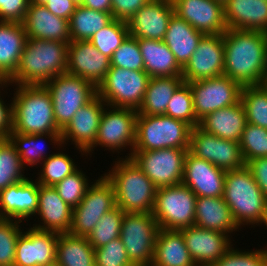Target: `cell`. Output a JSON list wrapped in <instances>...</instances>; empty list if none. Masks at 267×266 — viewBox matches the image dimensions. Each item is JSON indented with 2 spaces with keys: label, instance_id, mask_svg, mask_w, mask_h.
Here are the masks:
<instances>
[{
  "label": "cell",
  "instance_id": "60d3db41",
  "mask_svg": "<svg viewBox=\"0 0 267 266\" xmlns=\"http://www.w3.org/2000/svg\"><path fill=\"white\" fill-rule=\"evenodd\" d=\"M42 163L40 176L36 180L44 186H55L78 169L73 159L63 152L53 153L40 164Z\"/></svg>",
  "mask_w": 267,
  "mask_h": 266
},
{
  "label": "cell",
  "instance_id": "f35d334b",
  "mask_svg": "<svg viewBox=\"0 0 267 266\" xmlns=\"http://www.w3.org/2000/svg\"><path fill=\"white\" fill-rule=\"evenodd\" d=\"M24 168L14 145L8 138H0V191L26 180Z\"/></svg>",
  "mask_w": 267,
  "mask_h": 266
},
{
  "label": "cell",
  "instance_id": "5bb4252c",
  "mask_svg": "<svg viewBox=\"0 0 267 266\" xmlns=\"http://www.w3.org/2000/svg\"><path fill=\"white\" fill-rule=\"evenodd\" d=\"M187 83L191 88L198 121L207 114L233 106L240 101L242 86L226 75Z\"/></svg>",
  "mask_w": 267,
  "mask_h": 266
},
{
  "label": "cell",
  "instance_id": "6125c7cd",
  "mask_svg": "<svg viewBox=\"0 0 267 266\" xmlns=\"http://www.w3.org/2000/svg\"><path fill=\"white\" fill-rule=\"evenodd\" d=\"M214 1L220 2L221 4L224 5L228 0H214Z\"/></svg>",
  "mask_w": 267,
  "mask_h": 266
},
{
  "label": "cell",
  "instance_id": "816d5d0a",
  "mask_svg": "<svg viewBox=\"0 0 267 266\" xmlns=\"http://www.w3.org/2000/svg\"><path fill=\"white\" fill-rule=\"evenodd\" d=\"M150 0H112L111 14L113 19L127 22Z\"/></svg>",
  "mask_w": 267,
  "mask_h": 266
},
{
  "label": "cell",
  "instance_id": "8d00e7d4",
  "mask_svg": "<svg viewBox=\"0 0 267 266\" xmlns=\"http://www.w3.org/2000/svg\"><path fill=\"white\" fill-rule=\"evenodd\" d=\"M113 20L111 12H100L78 5L69 19L71 41H89Z\"/></svg>",
  "mask_w": 267,
  "mask_h": 266
},
{
  "label": "cell",
  "instance_id": "11a10c76",
  "mask_svg": "<svg viewBox=\"0 0 267 266\" xmlns=\"http://www.w3.org/2000/svg\"><path fill=\"white\" fill-rule=\"evenodd\" d=\"M12 128V102L9 105H6L0 96V138H7L9 133L12 131Z\"/></svg>",
  "mask_w": 267,
  "mask_h": 266
},
{
  "label": "cell",
  "instance_id": "44dd1931",
  "mask_svg": "<svg viewBox=\"0 0 267 266\" xmlns=\"http://www.w3.org/2000/svg\"><path fill=\"white\" fill-rule=\"evenodd\" d=\"M59 233L31 227L16 242L14 266H45L56 261Z\"/></svg>",
  "mask_w": 267,
  "mask_h": 266
},
{
  "label": "cell",
  "instance_id": "ffe728a7",
  "mask_svg": "<svg viewBox=\"0 0 267 266\" xmlns=\"http://www.w3.org/2000/svg\"><path fill=\"white\" fill-rule=\"evenodd\" d=\"M179 231L197 266H208L219 261L233 246L229 235L223 232L203 229L195 225Z\"/></svg>",
  "mask_w": 267,
  "mask_h": 266
},
{
  "label": "cell",
  "instance_id": "30bf717a",
  "mask_svg": "<svg viewBox=\"0 0 267 266\" xmlns=\"http://www.w3.org/2000/svg\"><path fill=\"white\" fill-rule=\"evenodd\" d=\"M159 230L152 213H125L120 238L134 266H151Z\"/></svg>",
  "mask_w": 267,
  "mask_h": 266
},
{
  "label": "cell",
  "instance_id": "d6a6232c",
  "mask_svg": "<svg viewBox=\"0 0 267 266\" xmlns=\"http://www.w3.org/2000/svg\"><path fill=\"white\" fill-rule=\"evenodd\" d=\"M151 266H197L178 230L160 229Z\"/></svg>",
  "mask_w": 267,
  "mask_h": 266
},
{
  "label": "cell",
  "instance_id": "db71d44e",
  "mask_svg": "<svg viewBox=\"0 0 267 266\" xmlns=\"http://www.w3.org/2000/svg\"><path fill=\"white\" fill-rule=\"evenodd\" d=\"M44 6L53 15L69 20L78 4L73 0H49Z\"/></svg>",
  "mask_w": 267,
  "mask_h": 266
},
{
  "label": "cell",
  "instance_id": "4fadbf2b",
  "mask_svg": "<svg viewBox=\"0 0 267 266\" xmlns=\"http://www.w3.org/2000/svg\"><path fill=\"white\" fill-rule=\"evenodd\" d=\"M189 149L163 148L133 151L131 158L157 188L182 183L186 154Z\"/></svg>",
  "mask_w": 267,
  "mask_h": 266
},
{
  "label": "cell",
  "instance_id": "be15d7a7",
  "mask_svg": "<svg viewBox=\"0 0 267 266\" xmlns=\"http://www.w3.org/2000/svg\"><path fill=\"white\" fill-rule=\"evenodd\" d=\"M76 4L81 5L83 0H73Z\"/></svg>",
  "mask_w": 267,
  "mask_h": 266
},
{
  "label": "cell",
  "instance_id": "9c48e42d",
  "mask_svg": "<svg viewBox=\"0 0 267 266\" xmlns=\"http://www.w3.org/2000/svg\"><path fill=\"white\" fill-rule=\"evenodd\" d=\"M44 86L50 93L54 119L61 130L82 106L97 95V88L92 83L68 73L52 78Z\"/></svg>",
  "mask_w": 267,
  "mask_h": 266
},
{
  "label": "cell",
  "instance_id": "4dcf8cb0",
  "mask_svg": "<svg viewBox=\"0 0 267 266\" xmlns=\"http://www.w3.org/2000/svg\"><path fill=\"white\" fill-rule=\"evenodd\" d=\"M144 71L150 77L182 76V67L163 40L138 38Z\"/></svg>",
  "mask_w": 267,
  "mask_h": 266
},
{
  "label": "cell",
  "instance_id": "b9f144b4",
  "mask_svg": "<svg viewBox=\"0 0 267 266\" xmlns=\"http://www.w3.org/2000/svg\"><path fill=\"white\" fill-rule=\"evenodd\" d=\"M124 215L125 212L116 206L101 217L97 225L87 236L88 241L94 249L120 237Z\"/></svg>",
  "mask_w": 267,
  "mask_h": 266
},
{
  "label": "cell",
  "instance_id": "d6986e66",
  "mask_svg": "<svg viewBox=\"0 0 267 266\" xmlns=\"http://www.w3.org/2000/svg\"><path fill=\"white\" fill-rule=\"evenodd\" d=\"M106 106L107 104L98 95L82 106L61 131L62 143L66 144L71 140L84 155L96 141L101 116Z\"/></svg>",
  "mask_w": 267,
  "mask_h": 266
},
{
  "label": "cell",
  "instance_id": "6da1fadb",
  "mask_svg": "<svg viewBox=\"0 0 267 266\" xmlns=\"http://www.w3.org/2000/svg\"><path fill=\"white\" fill-rule=\"evenodd\" d=\"M223 75L242 87L262 85L267 75V37L256 30L227 29L223 34Z\"/></svg>",
  "mask_w": 267,
  "mask_h": 266
},
{
  "label": "cell",
  "instance_id": "83f0119b",
  "mask_svg": "<svg viewBox=\"0 0 267 266\" xmlns=\"http://www.w3.org/2000/svg\"><path fill=\"white\" fill-rule=\"evenodd\" d=\"M247 124L244 106L237 104L218 109L199 121V127L217 137L239 142Z\"/></svg>",
  "mask_w": 267,
  "mask_h": 266
},
{
  "label": "cell",
  "instance_id": "ac0fdd59",
  "mask_svg": "<svg viewBox=\"0 0 267 266\" xmlns=\"http://www.w3.org/2000/svg\"><path fill=\"white\" fill-rule=\"evenodd\" d=\"M174 14L204 35L224 34L228 29L223 4L214 0H172Z\"/></svg>",
  "mask_w": 267,
  "mask_h": 266
},
{
  "label": "cell",
  "instance_id": "f6af8a7d",
  "mask_svg": "<svg viewBox=\"0 0 267 266\" xmlns=\"http://www.w3.org/2000/svg\"><path fill=\"white\" fill-rule=\"evenodd\" d=\"M87 176L79 168L71 175L66 176L62 181L53 186L59 196L71 208H75L85 196L89 187Z\"/></svg>",
  "mask_w": 267,
  "mask_h": 266
},
{
  "label": "cell",
  "instance_id": "c3c4849f",
  "mask_svg": "<svg viewBox=\"0 0 267 266\" xmlns=\"http://www.w3.org/2000/svg\"><path fill=\"white\" fill-rule=\"evenodd\" d=\"M208 266H267V249L239 251L231 247L219 261Z\"/></svg>",
  "mask_w": 267,
  "mask_h": 266
},
{
  "label": "cell",
  "instance_id": "681fc988",
  "mask_svg": "<svg viewBox=\"0 0 267 266\" xmlns=\"http://www.w3.org/2000/svg\"><path fill=\"white\" fill-rule=\"evenodd\" d=\"M95 262L96 266H134L120 237L95 249Z\"/></svg>",
  "mask_w": 267,
  "mask_h": 266
},
{
  "label": "cell",
  "instance_id": "484cf974",
  "mask_svg": "<svg viewBox=\"0 0 267 266\" xmlns=\"http://www.w3.org/2000/svg\"><path fill=\"white\" fill-rule=\"evenodd\" d=\"M22 24L27 38L71 42L69 20L53 15L44 5L29 3Z\"/></svg>",
  "mask_w": 267,
  "mask_h": 266
},
{
  "label": "cell",
  "instance_id": "7bdbcfd3",
  "mask_svg": "<svg viewBox=\"0 0 267 266\" xmlns=\"http://www.w3.org/2000/svg\"><path fill=\"white\" fill-rule=\"evenodd\" d=\"M165 115L184 121L192 128L199 125L194 112L191 88L187 82H183L176 89L167 105Z\"/></svg>",
  "mask_w": 267,
  "mask_h": 266
},
{
  "label": "cell",
  "instance_id": "d4e9b609",
  "mask_svg": "<svg viewBox=\"0 0 267 266\" xmlns=\"http://www.w3.org/2000/svg\"><path fill=\"white\" fill-rule=\"evenodd\" d=\"M36 214L39 215L42 225L33 224V228L56 233H69L73 208L63 201L53 186L39 184Z\"/></svg>",
  "mask_w": 267,
  "mask_h": 266
},
{
  "label": "cell",
  "instance_id": "94428289",
  "mask_svg": "<svg viewBox=\"0 0 267 266\" xmlns=\"http://www.w3.org/2000/svg\"><path fill=\"white\" fill-rule=\"evenodd\" d=\"M45 266H61L57 261L51 263V264H47Z\"/></svg>",
  "mask_w": 267,
  "mask_h": 266
},
{
  "label": "cell",
  "instance_id": "2e32d148",
  "mask_svg": "<svg viewBox=\"0 0 267 266\" xmlns=\"http://www.w3.org/2000/svg\"><path fill=\"white\" fill-rule=\"evenodd\" d=\"M224 60L223 34L204 35L182 68V78L193 82L223 75Z\"/></svg>",
  "mask_w": 267,
  "mask_h": 266
},
{
  "label": "cell",
  "instance_id": "f5cc1de1",
  "mask_svg": "<svg viewBox=\"0 0 267 266\" xmlns=\"http://www.w3.org/2000/svg\"><path fill=\"white\" fill-rule=\"evenodd\" d=\"M245 166L251 172L263 195L267 198V157L255 158L246 162Z\"/></svg>",
  "mask_w": 267,
  "mask_h": 266
},
{
  "label": "cell",
  "instance_id": "8fae6325",
  "mask_svg": "<svg viewBox=\"0 0 267 266\" xmlns=\"http://www.w3.org/2000/svg\"><path fill=\"white\" fill-rule=\"evenodd\" d=\"M91 184L82 201L73 208L70 234L87 237L97 225L101 217L116 207V198L112 184L103 176H99Z\"/></svg>",
  "mask_w": 267,
  "mask_h": 266
},
{
  "label": "cell",
  "instance_id": "1f68e13d",
  "mask_svg": "<svg viewBox=\"0 0 267 266\" xmlns=\"http://www.w3.org/2000/svg\"><path fill=\"white\" fill-rule=\"evenodd\" d=\"M203 36V33L195 30L184 19L173 14L168 23L163 42L175 55L177 63L183 68L198 47Z\"/></svg>",
  "mask_w": 267,
  "mask_h": 266
},
{
  "label": "cell",
  "instance_id": "f1b7e54d",
  "mask_svg": "<svg viewBox=\"0 0 267 266\" xmlns=\"http://www.w3.org/2000/svg\"><path fill=\"white\" fill-rule=\"evenodd\" d=\"M195 208L194 225L197 227L223 232L227 235L239 229L222 196L197 197Z\"/></svg>",
  "mask_w": 267,
  "mask_h": 266
},
{
  "label": "cell",
  "instance_id": "e0dca14e",
  "mask_svg": "<svg viewBox=\"0 0 267 266\" xmlns=\"http://www.w3.org/2000/svg\"><path fill=\"white\" fill-rule=\"evenodd\" d=\"M110 67L111 59L89 41H71L68 44L66 73L81 77L97 88Z\"/></svg>",
  "mask_w": 267,
  "mask_h": 266
},
{
  "label": "cell",
  "instance_id": "e575fe53",
  "mask_svg": "<svg viewBox=\"0 0 267 266\" xmlns=\"http://www.w3.org/2000/svg\"><path fill=\"white\" fill-rule=\"evenodd\" d=\"M56 261L61 266H96L95 249L85 236L59 233Z\"/></svg>",
  "mask_w": 267,
  "mask_h": 266
},
{
  "label": "cell",
  "instance_id": "f907efd6",
  "mask_svg": "<svg viewBox=\"0 0 267 266\" xmlns=\"http://www.w3.org/2000/svg\"><path fill=\"white\" fill-rule=\"evenodd\" d=\"M29 0H0V21L23 23Z\"/></svg>",
  "mask_w": 267,
  "mask_h": 266
},
{
  "label": "cell",
  "instance_id": "7c38bea8",
  "mask_svg": "<svg viewBox=\"0 0 267 266\" xmlns=\"http://www.w3.org/2000/svg\"><path fill=\"white\" fill-rule=\"evenodd\" d=\"M137 114V110L132 108L108 107L107 105L101 116L96 141L85 154L91 155L93 148L99 145L107 147V150H113L112 152H118L121 149L123 151L125 147L130 146L129 156L125 158H131L135 144Z\"/></svg>",
  "mask_w": 267,
  "mask_h": 266
},
{
  "label": "cell",
  "instance_id": "7a4b0ae2",
  "mask_svg": "<svg viewBox=\"0 0 267 266\" xmlns=\"http://www.w3.org/2000/svg\"><path fill=\"white\" fill-rule=\"evenodd\" d=\"M68 44L61 41L27 38L15 74L8 85H45L66 73Z\"/></svg>",
  "mask_w": 267,
  "mask_h": 266
},
{
  "label": "cell",
  "instance_id": "3957f363",
  "mask_svg": "<svg viewBox=\"0 0 267 266\" xmlns=\"http://www.w3.org/2000/svg\"><path fill=\"white\" fill-rule=\"evenodd\" d=\"M104 176L112 184L116 206L122 211L152 213L157 187L132 158H119Z\"/></svg>",
  "mask_w": 267,
  "mask_h": 266
},
{
  "label": "cell",
  "instance_id": "603a6c76",
  "mask_svg": "<svg viewBox=\"0 0 267 266\" xmlns=\"http://www.w3.org/2000/svg\"><path fill=\"white\" fill-rule=\"evenodd\" d=\"M225 175L223 169L187 152L182 184L188 186L197 197L223 196Z\"/></svg>",
  "mask_w": 267,
  "mask_h": 266
},
{
  "label": "cell",
  "instance_id": "9a60e30c",
  "mask_svg": "<svg viewBox=\"0 0 267 266\" xmlns=\"http://www.w3.org/2000/svg\"><path fill=\"white\" fill-rule=\"evenodd\" d=\"M189 152L224 171L240 169L246 164L239 142L222 139L199 126L191 130Z\"/></svg>",
  "mask_w": 267,
  "mask_h": 266
},
{
  "label": "cell",
  "instance_id": "d590c367",
  "mask_svg": "<svg viewBox=\"0 0 267 266\" xmlns=\"http://www.w3.org/2000/svg\"><path fill=\"white\" fill-rule=\"evenodd\" d=\"M48 136L51 142L62 147V136L61 133H46V134H20L17 132H10L8 139L14 145L16 151L19 153L22 164L27 166L38 165L41 161L43 162L47 157L53 155H46L44 148L40 144L41 139ZM40 141V142H39ZM45 144H43L44 147ZM41 146V147H40ZM45 152V153H44Z\"/></svg>",
  "mask_w": 267,
  "mask_h": 266
},
{
  "label": "cell",
  "instance_id": "ba28073f",
  "mask_svg": "<svg viewBox=\"0 0 267 266\" xmlns=\"http://www.w3.org/2000/svg\"><path fill=\"white\" fill-rule=\"evenodd\" d=\"M197 196L186 185L157 188L152 215L160 229L181 230L194 226Z\"/></svg>",
  "mask_w": 267,
  "mask_h": 266
},
{
  "label": "cell",
  "instance_id": "f546056e",
  "mask_svg": "<svg viewBox=\"0 0 267 266\" xmlns=\"http://www.w3.org/2000/svg\"><path fill=\"white\" fill-rule=\"evenodd\" d=\"M26 40L22 23L0 21V75L6 81L16 72Z\"/></svg>",
  "mask_w": 267,
  "mask_h": 266
},
{
  "label": "cell",
  "instance_id": "836d02e7",
  "mask_svg": "<svg viewBox=\"0 0 267 266\" xmlns=\"http://www.w3.org/2000/svg\"><path fill=\"white\" fill-rule=\"evenodd\" d=\"M184 82L182 76L151 77L138 114L165 115L176 89Z\"/></svg>",
  "mask_w": 267,
  "mask_h": 266
},
{
  "label": "cell",
  "instance_id": "cb8c5ba5",
  "mask_svg": "<svg viewBox=\"0 0 267 266\" xmlns=\"http://www.w3.org/2000/svg\"><path fill=\"white\" fill-rule=\"evenodd\" d=\"M38 194V182L28 178L1 190L0 218L23 221L35 216L38 210Z\"/></svg>",
  "mask_w": 267,
  "mask_h": 266
},
{
  "label": "cell",
  "instance_id": "52a82bcc",
  "mask_svg": "<svg viewBox=\"0 0 267 266\" xmlns=\"http://www.w3.org/2000/svg\"><path fill=\"white\" fill-rule=\"evenodd\" d=\"M150 78L144 70H128L111 66L105 79L97 87V95L108 106L138 110Z\"/></svg>",
  "mask_w": 267,
  "mask_h": 266
},
{
  "label": "cell",
  "instance_id": "9f6ffc18",
  "mask_svg": "<svg viewBox=\"0 0 267 266\" xmlns=\"http://www.w3.org/2000/svg\"><path fill=\"white\" fill-rule=\"evenodd\" d=\"M82 6L100 12H111L112 0H83Z\"/></svg>",
  "mask_w": 267,
  "mask_h": 266
},
{
  "label": "cell",
  "instance_id": "7402d4cb",
  "mask_svg": "<svg viewBox=\"0 0 267 266\" xmlns=\"http://www.w3.org/2000/svg\"><path fill=\"white\" fill-rule=\"evenodd\" d=\"M173 14L172 0H150L127 21L129 35L163 40Z\"/></svg>",
  "mask_w": 267,
  "mask_h": 266
},
{
  "label": "cell",
  "instance_id": "74e56055",
  "mask_svg": "<svg viewBox=\"0 0 267 266\" xmlns=\"http://www.w3.org/2000/svg\"><path fill=\"white\" fill-rule=\"evenodd\" d=\"M240 101L247 123L267 129V87L264 84L243 86Z\"/></svg>",
  "mask_w": 267,
  "mask_h": 266
},
{
  "label": "cell",
  "instance_id": "680465c9",
  "mask_svg": "<svg viewBox=\"0 0 267 266\" xmlns=\"http://www.w3.org/2000/svg\"><path fill=\"white\" fill-rule=\"evenodd\" d=\"M6 86L8 87L9 85L7 84V81L0 75V88H2V90L4 89L3 87L6 88Z\"/></svg>",
  "mask_w": 267,
  "mask_h": 266
},
{
  "label": "cell",
  "instance_id": "91938a15",
  "mask_svg": "<svg viewBox=\"0 0 267 266\" xmlns=\"http://www.w3.org/2000/svg\"><path fill=\"white\" fill-rule=\"evenodd\" d=\"M262 223L265 224L267 227V200H266L265 214H264V218L262 220Z\"/></svg>",
  "mask_w": 267,
  "mask_h": 266
},
{
  "label": "cell",
  "instance_id": "7dc6e473",
  "mask_svg": "<svg viewBox=\"0 0 267 266\" xmlns=\"http://www.w3.org/2000/svg\"><path fill=\"white\" fill-rule=\"evenodd\" d=\"M111 66L128 70H144L143 57L137 38L130 35L126 37L121 46L113 53Z\"/></svg>",
  "mask_w": 267,
  "mask_h": 266
},
{
  "label": "cell",
  "instance_id": "277c9868",
  "mask_svg": "<svg viewBox=\"0 0 267 266\" xmlns=\"http://www.w3.org/2000/svg\"><path fill=\"white\" fill-rule=\"evenodd\" d=\"M12 98L13 128L20 134L61 133L54 119L50 93L44 85H16Z\"/></svg>",
  "mask_w": 267,
  "mask_h": 266
},
{
  "label": "cell",
  "instance_id": "e7e4bbea",
  "mask_svg": "<svg viewBox=\"0 0 267 266\" xmlns=\"http://www.w3.org/2000/svg\"><path fill=\"white\" fill-rule=\"evenodd\" d=\"M263 84L267 87V75Z\"/></svg>",
  "mask_w": 267,
  "mask_h": 266
},
{
  "label": "cell",
  "instance_id": "8992f818",
  "mask_svg": "<svg viewBox=\"0 0 267 266\" xmlns=\"http://www.w3.org/2000/svg\"><path fill=\"white\" fill-rule=\"evenodd\" d=\"M191 130L189 124L166 115L137 114L133 151L189 149Z\"/></svg>",
  "mask_w": 267,
  "mask_h": 266
},
{
  "label": "cell",
  "instance_id": "ab89813d",
  "mask_svg": "<svg viewBox=\"0 0 267 266\" xmlns=\"http://www.w3.org/2000/svg\"><path fill=\"white\" fill-rule=\"evenodd\" d=\"M128 35L127 22L113 19L108 25L96 32L89 39V42L103 55L111 59L113 53L121 46Z\"/></svg>",
  "mask_w": 267,
  "mask_h": 266
},
{
  "label": "cell",
  "instance_id": "4316f807",
  "mask_svg": "<svg viewBox=\"0 0 267 266\" xmlns=\"http://www.w3.org/2000/svg\"><path fill=\"white\" fill-rule=\"evenodd\" d=\"M223 9L228 29L267 30V0H228Z\"/></svg>",
  "mask_w": 267,
  "mask_h": 266
},
{
  "label": "cell",
  "instance_id": "ee69618b",
  "mask_svg": "<svg viewBox=\"0 0 267 266\" xmlns=\"http://www.w3.org/2000/svg\"><path fill=\"white\" fill-rule=\"evenodd\" d=\"M239 145L245 163L255 158L267 157V129L247 123Z\"/></svg>",
  "mask_w": 267,
  "mask_h": 266
},
{
  "label": "cell",
  "instance_id": "bcb514c9",
  "mask_svg": "<svg viewBox=\"0 0 267 266\" xmlns=\"http://www.w3.org/2000/svg\"><path fill=\"white\" fill-rule=\"evenodd\" d=\"M22 221L0 218V266H14L16 242Z\"/></svg>",
  "mask_w": 267,
  "mask_h": 266
},
{
  "label": "cell",
  "instance_id": "5b68a950",
  "mask_svg": "<svg viewBox=\"0 0 267 266\" xmlns=\"http://www.w3.org/2000/svg\"><path fill=\"white\" fill-rule=\"evenodd\" d=\"M222 197L239 228L248 224L262 225L267 198L246 166L226 171Z\"/></svg>",
  "mask_w": 267,
  "mask_h": 266
},
{
  "label": "cell",
  "instance_id": "6f0895ef",
  "mask_svg": "<svg viewBox=\"0 0 267 266\" xmlns=\"http://www.w3.org/2000/svg\"><path fill=\"white\" fill-rule=\"evenodd\" d=\"M49 0H29V3L45 5Z\"/></svg>",
  "mask_w": 267,
  "mask_h": 266
}]
</instances>
